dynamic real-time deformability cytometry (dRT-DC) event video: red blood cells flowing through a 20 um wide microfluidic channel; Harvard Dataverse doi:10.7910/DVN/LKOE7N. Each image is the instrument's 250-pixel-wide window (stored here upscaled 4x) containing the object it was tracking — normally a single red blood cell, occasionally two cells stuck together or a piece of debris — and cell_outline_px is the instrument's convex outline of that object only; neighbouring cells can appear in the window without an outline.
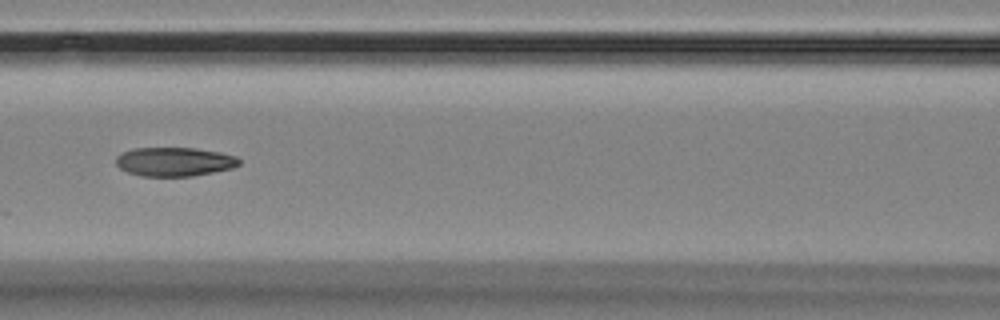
{"species": "Egyptian fruit bat (a non-hibernating species)", "species_latin": "Rousettus aegyptiacus", "temperature_condition": "room temperature", "stored_images_in_passage": 16, "camera_frame_rate_fps": 3000, "um_per_image_px": 0.085, "animal": {"sex": "female"}, "frame": {"image": 1, "passage_image": 7, "time_ms": 7.0, "image_size_px": [1000, 320], "cell_outline_px": [[240, 164], [232, 168], [192, 176], [140, 176], [128, 172], [120, 168], [116, 164], [116, 156], [132, 148], [196, 148], [220, 152], [236, 156], [240, 160]], "centroid_in_image_um": [14.82, 13.74], "position_along_channel_um": 151.8, "area_um2": 20.75}}
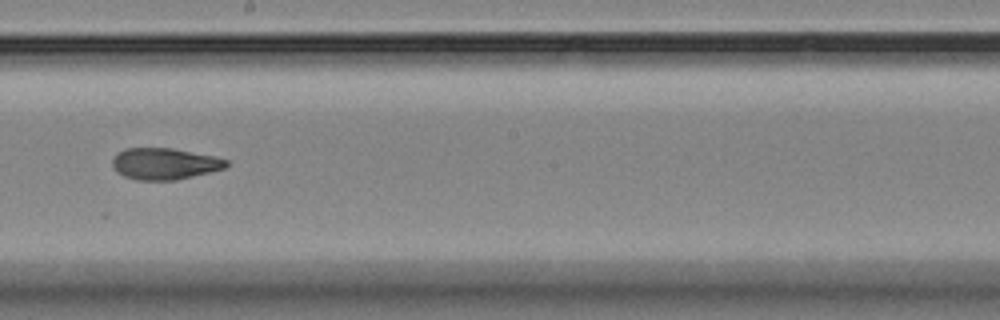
{"frame": {"image": 2, "passage_image": 9, "time_ms": 9.333, "image_size_px": [1000, 320], "cell_outline_px": [[228, 164], [224, 168], [176, 180], [136, 180], [124, 176], [116, 172], [112, 164], [112, 160], [116, 152], [124, 148], [172, 148], [212, 156], [228, 160]], "centroid_in_image_um": [13.92, 13.91], "position_along_channel_um": 234.3, "area_um2": 20.81}}
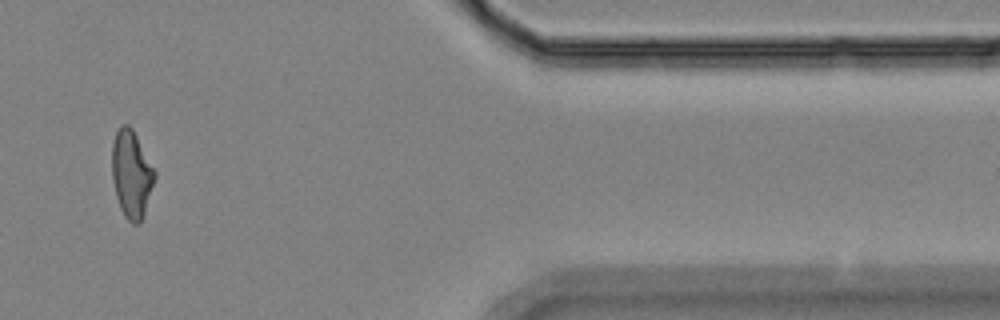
{"frame": {"image": 3, "passage_image": 14, "time_ms": 15.0, "image_size_px": [1000, 320], "cell_outline_px": [[156, 176], [144, 216], [140, 224], [132, 224], [124, 216], [120, 208], [116, 196], [112, 176], [112, 144], [116, 132], [120, 124], [128, 124], [132, 128], [156, 172]], "centroid_in_image_um": [11.18, 14.82], "position_along_channel_um": 400.2, "area_um2": 21.85}, "authors_computed_cell_mechanics": {"area_um2": 21.386, "velocity_mm_per_s": 3.5467, "shape_relaxation_time_tau1_ms": null, "shape_relaxation_time_tau2_ms": 2.3629, "deformation_change_tau1": null, "deformation_change_tau2": 0.0878}}